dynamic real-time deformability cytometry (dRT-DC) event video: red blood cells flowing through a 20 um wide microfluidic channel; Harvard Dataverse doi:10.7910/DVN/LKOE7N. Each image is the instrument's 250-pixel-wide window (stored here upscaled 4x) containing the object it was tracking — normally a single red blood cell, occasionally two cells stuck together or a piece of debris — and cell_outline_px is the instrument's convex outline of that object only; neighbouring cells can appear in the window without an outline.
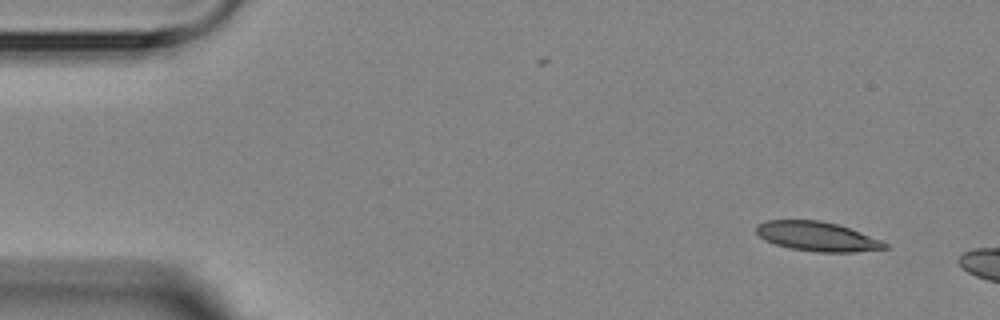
{"species": "Egyptian fruit bat (a non-hibernating species)", "species_latin": "Rousettus aegyptiacus", "temperature_condition": "room temperature", "stored_images_in_passage": 2, "camera_frame_rate_fps": 3000, "um_per_image_px": 0.085, "animal": {"sex": "female"}, "frame": {"image": 1, "passage_image": 2, "time_ms": 1.333, "image_size_px": [1000, 320], "cell_outline_px": [[888, 248], [852, 252], [816, 252], [792, 248], [776, 244], [764, 240], [756, 232], [756, 224], [764, 220], [820, 220], [836, 224], [860, 232], [880, 240], [888, 244]], "centroid_in_image_um": [69.42, 20.09], "position_along_channel_um": 15.6, "area_um2": 21.85}}